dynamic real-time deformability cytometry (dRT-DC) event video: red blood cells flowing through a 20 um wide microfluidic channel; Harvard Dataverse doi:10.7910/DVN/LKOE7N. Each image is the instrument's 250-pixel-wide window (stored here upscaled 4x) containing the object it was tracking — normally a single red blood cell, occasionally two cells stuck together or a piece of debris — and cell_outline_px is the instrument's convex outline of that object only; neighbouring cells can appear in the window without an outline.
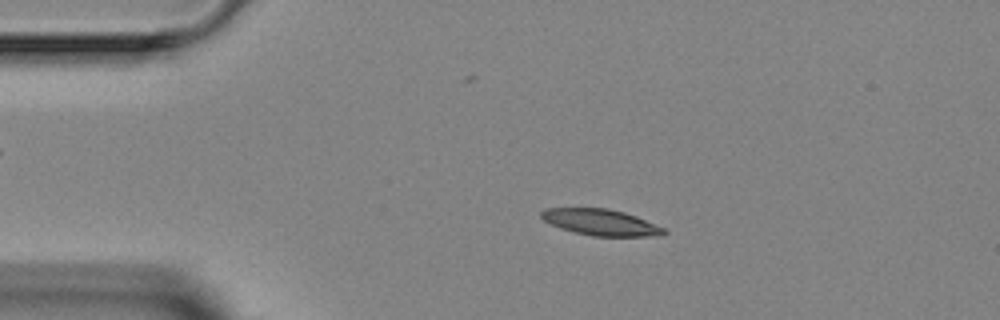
{"species": "Egyptian fruit bat (a non-hibernating species)", "species_latin": "Rousettus aegyptiacus", "temperature_condition": "room temperature", "stored_images_in_passage": 4, "camera_frame_rate_fps": 3000, "um_per_image_px": 0.085, "animal": {"sex": "female"}, "frame": {"image": 1, "passage_image": 3, "time_ms": 2.333, "image_size_px": [1000, 320], "cell_outline_px": [[668, 232], [664, 236], [592, 236], [560, 228], [544, 220], [540, 216], [540, 212], [544, 208], [608, 208], [624, 212], [636, 216], [664, 228]], "centroid_in_image_um": [51.08, 18.89], "position_along_channel_um": 33.9, "area_um2": 18.73}}